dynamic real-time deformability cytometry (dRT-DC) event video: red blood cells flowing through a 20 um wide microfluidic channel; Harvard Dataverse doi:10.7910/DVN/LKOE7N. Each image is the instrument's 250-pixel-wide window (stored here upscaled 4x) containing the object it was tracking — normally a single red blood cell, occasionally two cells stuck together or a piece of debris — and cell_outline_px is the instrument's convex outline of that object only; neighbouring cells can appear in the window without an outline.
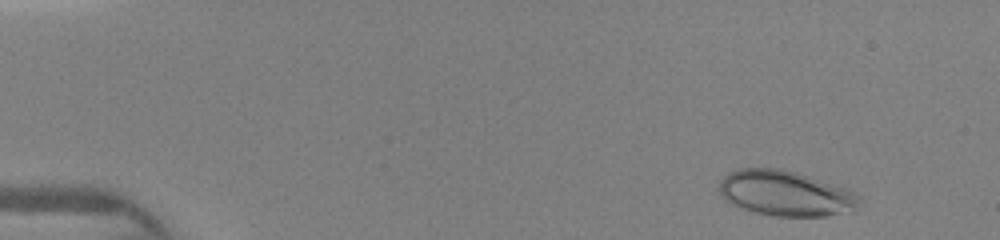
{"species": "human", "species_latin": "Homo sapiens", "temperature_condition": "warm", "stored_images_in_passage": 8, "camera_frame_rate_fps": 3000, "um_per_image_px": 0.085, "donor": {"sex": "female"}, "frame": {"image": 1, "passage_image": 1, "time_ms": 0.0, "image_size_px": [1000, 240], "cell_outline_px": [[860, 200], [856, 212], [828, 216], [776, 216], [756, 212], [740, 208], [724, 200], [720, 192], [720, 184], [724, 176], [728, 172], [740, 168], [780, 168], [796, 172], [844, 188], [860, 196]], "centroid_in_image_um": [66.78, 16.45], "position_along_channel_um": 18.2, "area_um2": 37.05}}